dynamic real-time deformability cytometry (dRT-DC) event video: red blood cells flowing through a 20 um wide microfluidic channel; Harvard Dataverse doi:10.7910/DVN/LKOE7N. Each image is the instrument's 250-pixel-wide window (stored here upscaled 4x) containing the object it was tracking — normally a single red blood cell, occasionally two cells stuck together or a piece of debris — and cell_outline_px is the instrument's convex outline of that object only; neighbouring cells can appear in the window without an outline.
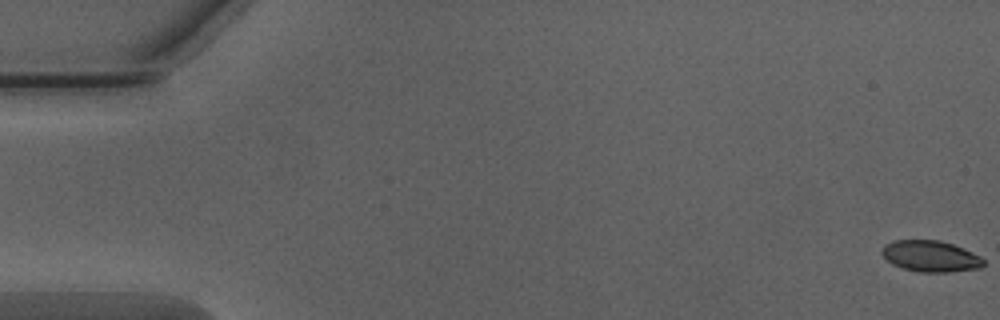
{"species": "Egyptian fruit bat (a non-hibernating species)", "species_latin": "Rousettus aegyptiacus", "temperature_condition": "warm", "stored_images_in_passage": 50, "camera_frame_rate_fps": 3000, "um_per_image_px": 0.085, "animal": {"sex": "male"}, "frame": {"image": 1, "passage_image": 1, "time_ms": 0.0, "image_size_px": [1000, 320], "cell_outline_px": [[984, 264], [980, 268], [948, 272], [920, 272], [904, 268], [892, 264], [880, 252], [884, 244], [892, 240], [940, 240], [964, 248], [980, 256], [984, 260]], "centroid_in_image_um": [79.09, 21.77], "position_along_channel_um": 5.9, "area_um2": 18.5}}
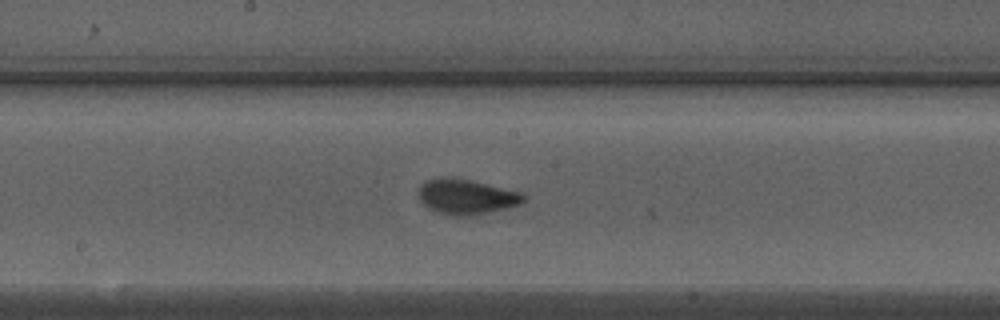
{"frame": {"image": 2, "passage_image": 28, "time_ms": 9.0, "image_size_px": [1000, 320], "cell_outline_px": [[528, 196], [520, 204], [508, 208], [468, 216], [452, 216], [436, 212], [428, 208], [420, 200], [416, 192], [420, 184], [424, 180], [444, 176], [468, 180], [520, 192]], "centroid_in_image_um": [39.58, 16.72], "position_along_channel_um": 208.6, "area_um2": 21.62}}
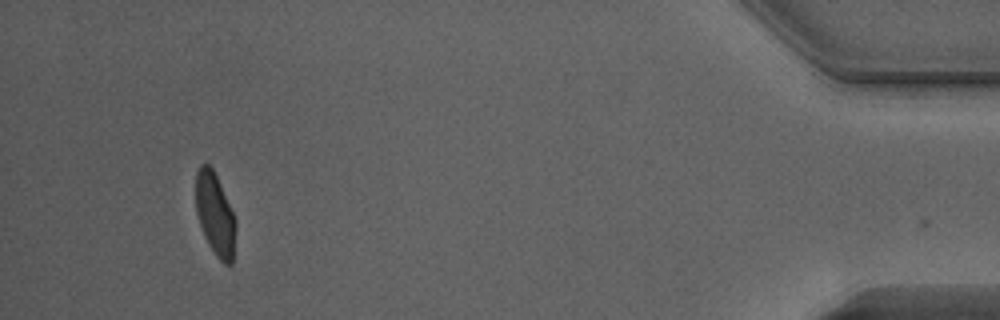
{"frame": {"image": 3, "passage_image": 49, "time_ms": 16.0, "image_size_px": [1000, 320], "cell_outline_px": [[236, 224], [232, 264], [224, 264], [216, 256], [208, 244], [204, 236], [196, 212], [196, 172], [200, 164], [208, 164], [212, 168], [220, 184], [236, 220]], "centroid_in_image_um": [18.27, 18.22], "position_along_channel_um": 416.9, "area_um2": 19.02}, "authors_computed_cell_mechanics": {"area_um2": 19.8832, "velocity_mm_per_s": 4.0285, "shape_relaxation_time_tau1_ms": 2.3523, "shape_relaxation_time_tau2_ms": null, "deformation_change_tau1": 0.1303, "deformation_change_tau2": null}}